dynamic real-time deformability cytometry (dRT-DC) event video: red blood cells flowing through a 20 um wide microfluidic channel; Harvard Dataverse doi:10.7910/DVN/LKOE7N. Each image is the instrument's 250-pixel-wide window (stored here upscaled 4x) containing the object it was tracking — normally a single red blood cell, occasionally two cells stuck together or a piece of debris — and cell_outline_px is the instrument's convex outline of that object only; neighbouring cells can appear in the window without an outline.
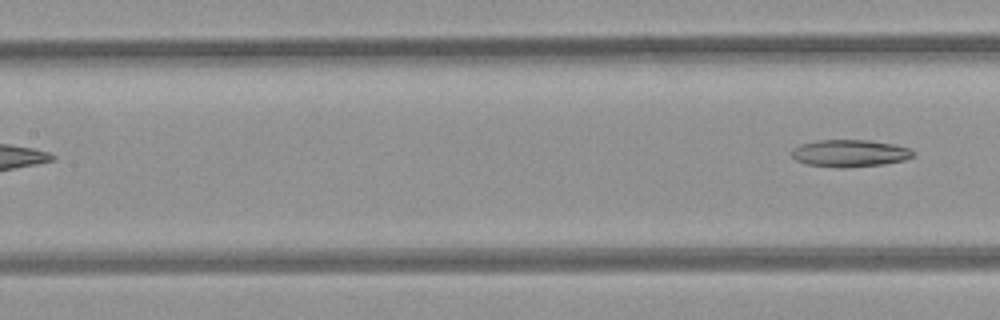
{"species": "common noctule bat (a hibernating species)", "species_latin": "Nyctalus noctula", "temperature_condition": "room temperature", "stored_images_in_passage": 7, "segment_of_instrument_passage": [2, 2], "camera_frame_rate_fps": 3000, "um_per_image_px": 0.085, "animal": {"sex": "female", "body_mass_g": 21.9}, "frame": {"image": 1, "passage_image": 7, "time_ms": 2.0, "image_size_px": [1000, 320], "cell_outline_px": [[912, 156], [904, 160], [884, 164], [840, 168], [808, 164], [796, 160], [792, 156], [792, 148], [800, 144], [820, 140], [868, 140], [892, 144], [908, 148], [912, 152]], "centroid_in_image_um": [72.19, 13.02], "position_along_channel_um": 135.2, "area_um2": 18.96}}